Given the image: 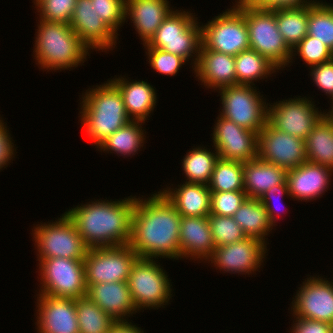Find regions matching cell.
Segmentation results:
<instances>
[{
  "mask_svg": "<svg viewBox=\"0 0 333 333\" xmlns=\"http://www.w3.org/2000/svg\"><path fill=\"white\" fill-rule=\"evenodd\" d=\"M307 35L317 38L333 52V3L317 0L308 5Z\"/></svg>",
  "mask_w": 333,
  "mask_h": 333,
  "instance_id": "cell-34",
  "label": "cell"
},
{
  "mask_svg": "<svg viewBox=\"0 0 333 333\" xmlns=\"http://www.w3.org/2000/svg\"><path fill=\"white\" fill-rule=\"evenodd\" d=\"M202 46L231 56L250 49L248 27L244 14L231 6L212 20L202 23Z\"/></svg>",
  "mask_w": 333,
  "mask_h": 333,
  "instance_id": "cell-11",
  "label": "cell"
},
{
  "mask_svg": "<svg viewBox=\"0 0 333 333\" xmlns=\"http://www.w3.org/2000/svg\"><path fill=\"white\" fill-rule=\"evenodd\" d=\"M146 122L131 120L119 130L115 131L112 135L108 136L96 148L99 152H104L110 155L113 153L116 156H123V158L133 156L142 149L147 143L146 134L148 133L144 125Z\"/></svg>",
  "mask_w": 333,
  "mask_h": 333,
  "instance_id": "cell-28",
  "label": "cell"
},
{
  "mask_svg": "<svg viewBox=\"0 0 333 333\" xmlns=\"http://www.w3.org/2000/svg\"><path fill=\"white\" fill-rule=\"evenodd\" d=\"M36 270L40 287L36 294L75 300L87 295L84 259H42Z\"/></svg>",
  "mask_w": 333,
  "mask_h": 333,
  "instance_id": "cell-10",
  "label": "cell"
},
{
  "mask_svg": "<svg viewBox=\"0 0 333 333\" xmlns=\"http://www.w3.org/2000/svg\"><path fill=\"white\" fill-rule=\"evenodd\" d=\"M169 185L166 184L165 188L159 191L181 216L208 217L210 215L211 191L208 185L184 182V180L178 185Z\"/></svg>",
  "mask_w": 333,
  "mask_h": 333,
  "instance_id": "cell-26",
  "label": "cell"
},
{
  "mask_svg": "<svg viewBox=\"0 0 333 333\" xmlns=\"http://www.w3.org/2000/svg\"><path fill=\"white\" fill-rule=\"evenodd\" d=\"M139 256L129 244L88 249L84 258L86 286L127 281Z\"/></svg>",
  "mask_w": 333,
  "mask_h": 333,
  "instance_id": "cell-13",
  "label": "cell"
},
{
  "mask_svg": "<svg viewBox=\"0 0 333 333\" xmlns=\"http://www.w3.org/2000/svg\"><path fill=\"white\" fill-rule=\"evenodd\" d=\"M208 221L215 247L236 243L247 237L239 224L231 216L210 214Z\"/></svg>",
  "mask_w": 333,
  "mask_h": 333,
  "instance_id": "cell-38",
  "label": "cell"
},
{
  "mask_svg": "<svg viewBox=\"0 0 333 333\" xmlns=\"http://www.w3.org/2000/svg\"><path fill=\"white\" fill-rule=\"evenodd\" d=\"M171 0H126L125 20H130L142 45L147 44L173 10Z\"/></svg>",
  "mask_w": 333,
  "mask_h": 333,
  "instance_id": "cell-24",
  "label": "cell"
},
{
  "mask_svg": "<svg viewBox=\"0 0 333 333\" xmlns=\"http://www.w3.org/2000/svg\"><path fill=\"white\" fill-rule=\"evenodd\" d=\"M333 170L326 166L306 161L287 170L286 182L292 199L298 202L316 201L330 190Z\"/></svg>",
  "mask_w": 333,
  "mask_h": 333,
  "instance_id": "cell-20",
  "label": "cell"
},
{
  "mask_svg": "<svg viewBox=\"0 0 333 333\" xmlns=\"http://www.w3.org/2000/svg\"><path fill=\"white\" fill-rule=\"evenodd\" d=\"M139 324H135L132 320L126 321H116L108 333H147L141 327H138Z\"/></svg>",
  "mask_w": 333,
  "mask_h": 333,
  "instance_id": "cell-48",
  "label": "cell"
},
{
  "mask_svg": "<svg viewBox=\"0 0 333 333\" xmlns=\"http://www.w3.org/2000/svg\"><path fill=\"white\" fill-rule=\"evenodd\" d=\"M37 19L32 56L40 70L48 73L71 71L84 65L91 51L81 42L70 24Z\"/></svg>",
  "mask_w": 333,
  "mask_h": 333,
  "instance_id": "cell-4",
  "label": "cell"
},
{
  "mask_svg": "<svg viewBox=\"0 0 333 333\" xmlns=\"http://www.w3.org/2000/svg\"><path fill=\"white\" fill-rule=\"evenodd\" d=\"M87 296L115 321L131 320L138 313L127 281L90 285Z\"/></svg>",
  "mask_w": 333,
  "mask_h": 333,
  "instance_id": "cell-25",
  "label": "cell"
},
{
  "mask_svg": "<svg viewBox=\"0 0 333 333\" xmlns=\"http://www.w3.org/2000/svg\"><path fill=\"white\" fill-rule=\"evenodd\" d=\"M78 122L90 143L95 148L127 124L128 117L119 89L108 79L102 84L92 85L79 95Z\"/></svg>",
  "mask_w": 333,
  "mask_h": 333,
  "instance_id": "cell-3",
  "label": "cell"
},
{
  "mask_svg": "<svg viewBox=\"0 0 333 333\" xmlns=\"http://www.w3.org/2000/svg\"><path fill=\"white\" fill-rule=\"evenodd\" d=\"M36 333H79L76 300L36 294Z\"/></svg>",
  "mask_w": 333,
  "mask_h": 333,
  "instance_id": "cell-19",
  "label": "cell"
},
{
  "mask_svg": "<svg viewBox=\"0 0 333 333\" xmlns=\"http://www.w3.org/2000/svg\"><path fill=\"white\" fill-rule=\"evenodd\" d=\"M333 276V275H332ZM333 277L307 274L295 290L288 310L292 316L333 324ZM291 308V309H290Z\"/></svg>",
  "mask_w": 333,
  "mask_h": 333,
  "instance_id": "cell-15",
  "label": "cell"
},
{
  "mask_svg": "<svg viewBox=\"0 0 333 333\" xmlns=\"http://www.w3.org/2000/svg\"><path fill=\"white\" fill-rule=\"evenodd\" d=\"M291 316L293 322H291V328L289 329V333H332L333 332V324L311 320L298 316Z\"/></svg>",
  "mask_w": 333,
  "mask_h": 333,
  "instance_id": "cell-46",
  "label": "cell"
},
{
  "mask_svg": "<svg viewBox=\"0 0 333 333\" xmlns=\"http://www.w3.org/2000/svg\"><path fill=\"white\" fill-rule=\"evenodd\" d=\"M264 242L260 239L246 237L244 240L231 243L225 246L215 247L211 257L205 262L214 267L217 272L257 275V271L264 267V262L268 258V251Z\"/></svg>",
  "mask_w": 333,
  "mask_h": 333,
  "instance_id": "cell-14",
  "label": "cell"
},
{
  "mask_svg": "<svg viewBox=\"0 0 333 333\" xmlns=\"http://www.w3.org/2000/svg\"><path fill=\"white\" fill-rule=\"evenodd\" d=\"M81 42L91 51L109 54L117 49L118 35L104 22L96 10V0H76L69 22Z\"/></svg>",
  "mask_w": 333,
  "mask_h": 333,
  "instance_id": "cell-16",
  "label": "cell"
},
{
  "mask_svg": "<svg viewBox=\"0 0 333 333\" xmlns=\"http://www.w3.org/2000/svg\"><path fill=\"white\" fill-rule=\"evenodd\" d=\"M236 85L256 86L257 81L269 79L279 73V69L266 57L255 50L248 49L235 57ZM278 72V73H277ZM273 74V75H272ZM269 77V78H268Z\"/></svg>",
  "mask_w": 333,
  "mask_h": 333,
  "instance_id": "cell-31",
  "label": "cell"
},
{
  "mask_svg": "<svg viewBox=\"0 0 333 333\" xmlns=\"http://www.w3.org/2000/svg\"><path fill=\"white\" fill-rule=\"evenodd\" d=\"M200 85L212 92L236 85L234 56L200 48L197 65L191 70Z\"/></svg>",
  "mask_w": 333,
  "mask_h": 333,
  "instance_id": "cell-22",
  "label": "cell"
},
{
  "mask_svg": "<svg viewBox=\"0 0 333 333\" xmlns=\"http://www.w3.org/2000/svg\"><path fill=\"white\" fill-rule=\"evenodd\" d=\"M34 6L35 14L38 15L36 18L69 24L76 6V0H40Z\"/></svg>",
  "mask_w": 333,
  "mask_h": 333,
  "instance_id": "cell-39",
  "label": "cell"
},
{
  "mask_svg": "<svg viewBox=\"0 0 333 333\" xmlns=\"http://www.w3.org/2000/svg\"><path fill=\"white\" fill-rule=\"evenodd\" d=\"M246 198L245 191L211 192L210 214L232 217Z\"/></svg>",
  "mask_w": 333,
  "mask_h": 333,
  "instance_id": "cell-41",
  "label": "cell"
},
{
  "mask_svg": "<svg viewBox=\"0 0 333 333\" xmlns=\"http://www.w3.org/2000/svg\"><path fill=\"white\" fill-rule=\"evenodd\" d=\"M154 192L136 195L129 245L139 258L180 260L181 215L160 191Z\"/></svg>",
  "mask_w": 333,
  "mask_h": 333,
  "instance_id": "cell-1",
  "label": "cell"
},
{
  "mask_svg": "<svg viewBox=\"0 0 333 333\" xmlns=\"http://www.w3.org/2000/svg\"><path fill=\"white\" fill-rule=\"evenodd\" d=\"M31 236L38 263L42 259H84L88 247L78 233L76 225L64 212L54 220L33 224Z\"/></svg>",
  "mask_w": 333,
  "mask_h": 333,
  "instance_id": "cell-7",
  "label": "cell"
},
{
  "mask_svg": "<svg viewBox=\"0 0 333 333\" xmlns=\"http://www.w3.org/2000/svg\"><path fill=\"white\" fill-rule=\"evenodd\" d=\"M258 158L285 170L307 161L305 140L274 128L268 121L258 133Z\"/></svg>",
  "mask_w": 333,
  "mask_h": 333,
  "instance_id": "cell-18",
  "label": "cell"
},
{
  "mask_svg": "<svg viewBox=\"0 0 333 333\" xmlns=\"http://www.w3.org/2000/svg\"><path fill=\"white\" fill-rule=\"evenodd\" d=\"M179 245L180 260L205 264L215 249L208 217L181 216Z\"/></svg>",
  "mask_w": 333,
  "mask_h": 333,
  "instance_id": "cell-21",
  "label": "cell"
},
{
  "mask_svg": "<svg viewBox=\"0 0 333 333\" xmlns=\"http://www.w3.org/2000/svg\"><path fill=\"white\" fill-rule=\"evenodd\" d=\"M257 90V86L240 84L217 90L221 99L218 114L240 127L259 133L267 123L269 100Z\"/></svg>",
  "mask_w": 333,
  "mask_h": 333,
  "instance_id": "cell-9",
  "label": "cell"
},
{
  "mask_svg": "<svg viewBox=\"0 0 333 333\" xmlns=\"http://www.w3.org/2000/svg\"><path fill=\"white\" fill-rule=\"evenodd\" d=\"M212 129L210 141L220 158L245 163L258 157V133L219 114Z\"/></svg>",
  "mask_w": 333,
  "mask_h": 333,
  "instance_id": "cell-17",
  "label": "cell"
},
{
  "mask_svg": "<svg viewBox=\"0 0 333 333\" xmlns=\"http://www.w3.org/2000/svg\"><path fill=\"white\" fill-rule=\"evenodd\" d=\"M126 0H96V10L104 21L118 36V31L124 26Z\"/></svg>",
  "mask_w": 333,
  "mask_h": 333,
  "instance_id": "cell-42",
  "label": "cell"
},
{
  "mask_svg": "<svg viewBox=\"0 0 333 333\" xmlns=\"http://www.w3.org/2000/svg\"><path fill=\"white\" fill-rule=\"evenodd\" d=\"M302 96L269 101L267 121L280 131L305 140L325 115V110L317 107L314 96Z\"/></svg>",
  "mask_w": 333,
  "mask_h": 333,
  "instance_id": "cell-12",
  "label": "cell"
},
{
  "mask_svg": "<svg viewBox=\"0 0 333 333\" xmlns=\"http://www.w3.org/2000/svg\"><path fill=\"white\" fill-rule=\"evenodd\" d=\"M276 23L285 42L293 49L307 35L308 5L276 8Z\"/></svg>",
  "mask_w": 333,
  "mask_h": 333,
  "instance_id": "cell-33",
  "label": "cell"
},
{
  "mask_svg": "<svg viewBox=\"0 0 333 333\" xmlns=\"http://www.w3.org/2000/svg\"><path fill=\"white\" fill-rule=\"evenodd\" d=\"M282 197H284L285 199L292 198L288 192V185H287L286 181L283 184H278V185L270 188L259 198L260 202L264 205V207L266 209L270 223L273 225V227H275V229H276V226H278L277 223H279L278 222L279 219L280 220L283 219V217L281 216L283 213L281 214L279 212H276L278 209H277V207H275L276 205H274V204H275V202L276 203L280 202L281 201L280 199ZM275 199H276V201L274 202ZM277 199L280 201H277ZM282 211H284V210H282ZM280 216H281V218H280Z\"/></svg>",
  "mask_w": 333,
  "mask_h": 333,
  "instance_id": "cell-43",
  "label": "cell"
},
{
  "mask_svg": "<svg viewBox=\"0 0 333 333\" xmlns=\"http://www.w3.org/2000/svg\"><path fill=\"white\" fill-rule=\"evenodd\" d=\"M135 200L132 194L123 199H92L67 208L65 213L89 249L121 246L129 244Z\"/></svg>",
  "mask_w": 333,
  "mask_h": 333,
  "instance_id": "cell-2",
  "label": "cell"
},
{
  "mask_svg": "<svg viewBox=\"0 0 333 333\" xmlns=\"http://www.w3.org/2000/svg\"><path fill=\"white\" fill-rule=\"evenodd\" d=\"M33 2L32 3H34L33 5H35L37 2H39L40 0H32Z\"/></svg>",
  "mask_w": 333,
  "mask_h": 333,
  "instance_id": "cell-51",
  "label": "cell"
},
{
  "mask_svg": "<svg viewBox=\"0 0 333 333\" xmlns=\"http://www.w3.org/2000/svg\"><path fill=\"white\" fill-rule=\"evenodd\" d=\"M208 187L211 192L244 191L243 163L219 157Z\"/></svg>",
  "mask_w": 333,
  "mask_h": 333,
  "instance_id": "cell-36",
  "label": "cell"
},
{
  "mask_svg": "<svg viewBox=\"0 0 333 333\" xmlns=\"http://www.w3.org/2000/svg\"><path fill=\"white\" fill-rule=\"evenodd\" d=\"M311 82L331 101L333 99V58L309 68Z\"/></svg>",
  "mask_w": 333,
  "mask_h": 333,
  "instance_id": "cell-44",
  "label": "cell"
},
{
  "mask_svg": "<svg viewBox=\"0 0 333 333\" xmlns=\"http://www.w3.org/2000/svg\"><path fill=\"white\" fill-rule=\"evenodd\" d=\"M159 261L161 259L138 258L131 268L127 284L139 313L144 309H164L172 302L173 282Z\"/></svg>",
  "mask_w": 333,
  "mask_h": 333,
  "instance_id": "cell-6",
  "label": "cell"
},
{
  "mask_svg": "<svg viewBox=\"0 0 333 333\" xmlns=\"http://www.w3.org/2000/svg\"><path fill=\"white\" fill-rule=\"evenodd\" d=\"M207 146L193 145L183 156L181 170L185 176L184 182L209 184L219 154L213 146V149Z\"/></svg>",
  "mask_w": 333,
  "mask_h": 333,
  "instance_id": "cell-30",
  "label": "cell"
},
{
  "mask_svg": "<svg viewBox=\"0 0 333 333\" xmlns=\"http://www.w3.org/2000/svg\"><path fill=\"white\" fill-rule=\"evenodd\" d=\"M79 333H108L116 322L87 295L76 299Z\"/></svg>",
  "mask_w": 333,
  "mask_h": 333,
  "instance_id": "cell-35",
  "label": "cell"
},
{
  "mask_svg": "<svg viewBox=\"0 0 333 333\" xmlns=\"http://www.w3.org/2000/svg\"><path fill=\"white\" fill-rule=\"evenodd\" d=\"M245 16L250 49L266 57L280 71L290 65L292 49L278 30L275 9L236 6Z\"/></svg>",
  "mask_w": 333,
  "mask_h": 333,
  "instance_id": "cell-8",
  "label": "cell"
},
{
  "mask_svg": "<svg viewBox=\"0 0 333 333\" xmlns=\"http://www.w3.org/2000/svg\"><path fill=\"white\" fill-rule=\"evenodd\" d=\"M232 217L247 237L260 239L269 245V234L276 229L270 223L266 209L259 199L246 198Z\"/></svg>",
  "mask_w": 333,
  "mask_h": 333,
  "instance_id": "cell-29",
  "label": "cell"
},
{
  "mask_svg": "<svg viewBox=\"0 0 333 333\" xmlns=\"http://www.w3.org/2000/svg\"><path fill=\"white\" fill-rule=\"evenodd\" d=\"M317 0H247L244 4L259 9L302 7L314 4Z\"/></svg>",
  "mask_w": 333,
  "mask_h": 333,
  "instance_id": "cell-47",
  "label": "cell"
},
{
  "mask_svg": "<svg viewBox=\"0 0 333 333\" xmlns=\"http://www.w3.org/2000/svg\"><path fill=\"white\" fill-rule=\"evenodd\" d=\"M287 170L258 157L243 163L244 191L247 198L259 199L267 190L286 181Z\"/></svg>",
  "mask_w": 333,
  "mask_h": 333,
  "instance_id": "cell-27",
  "label": "cell"
},
{
  "mask_svg": "<svg viewBox=\"0 0 333 333\" xmlns=\"http://www.w3.org/2000/svg\"><path fill=\"white\" fill-rule=\"evenodd\" d=\"M300 58L308 69L333 58V52L317 38L306 35L293 49L289 68Z\"/></svg>",
  "mask_w": 333,
  "mask_h": 333,
  "instance_id": "cell-37",
  "label": "cell"
},
{
  "mask_svg": "<svg viewBox=\"0 0 333 333\" xmlns=\"http://www.w3.org/2000/svg\"><path fill=\"white\" fill-rule=\"evenodd\" d=\"M306 159L333 170V122L324 115L305 139Z\"/></svg>",
  "mask_w": 333,
  "mask_h": 333,
  "instance_id": "cell-32",
  "label": "cell"
},
{
  "mask_svg": "<svg viewBox=\"0 0 333 333\" xmlns=\"http://www.w3.org/2000/svg\"><path fill=\"white\" fill-rule=\"evenodd\" d=\"M330 107L325 110V115L333 122V99L330 101Z\"/></svg>",
  "mask_w": 333,
  "mask_h": 333,
  "instance_id": "cell-49",
  "label": "cell"
},
{
  "mask_svg": "<svg viewBox=\"0 0 333 333\" xmlns=\"http://www.w3.org/2000/svg\"><path fill=\"white\" fill-rule=\"evenodd\" d=\"M144 50L147 56L146 64L148 63V66L159 75L176 76L184 65H189L184 58L162 49L144 48Z\"/></svg>",
  "mask_w": 333,
  "mask_h": 333,
  "instance_id": "cell-40",
  "label": "cell"
},
{
  "mask_svg": "<svg viewBox=\"0 0 333 333\" xmlns=\"http://www.w3.org/2000/svg\"><path fill=\"white\" fill-rule=\"evenodd\" d=\"M191 12V9L174 8L143 47L178 55L189 63V69H194L202 46V28L198 15Z\"/></svg>",
  "mask_w": 333,
  "mask_h": 333,
  "instance_id": "cell-5",
  "label": "cell"
},
{
  "mask_svg": "<svg viewBox=\"0 0 333 333\" xmlns=\"http://www.w3.org/2000/svg\"><path fill=\"white\" fill-rule=\"evenodd\" d=\"M3 115L0 114V171L2 172L6 167L15 161L17 154L16 144L13 136L10 134L11 130L8 124L4 122Z\"/></svg>",
  "mask_w": 333,
  "mask_h": 333,
  "instance_id": "cell-45",
  "label": "cell"
},
{
  "mask_svg": "<svg viewBox=\"0 0 333 333\" xmlns=\"http://www.w3.org/2000/svg\"><path fill=\"white\" fill-rule=\"evenodd\" d=\"M114 75L109 80L119 89L122 94L124 106L131 120L149 122L151 114L157 107V91L148 80H136L120 74ZM127 77V78H126ZM156 106V107H155Z\"/></svg>",
  "mask_w": 333,
  "mask_h": 333,
  "instance_id": "cell-23",
  "label": "cell"
},
{
  "mask_svg": "<svg viewBox=\"0 0 333 333\" xmlns=\"http://www.w3.org/2000/svg\"><path fill=\"white\" fill-rule=\"evenodd\" d=\"M235 3L232 2V6H238L244 4L247 0H233Z\"/></svg>",
  "mask_w": 333,
  "mask_h": 333,
  "instance_id": "cell-50",
  "label": "cell"
}]
</instances>
